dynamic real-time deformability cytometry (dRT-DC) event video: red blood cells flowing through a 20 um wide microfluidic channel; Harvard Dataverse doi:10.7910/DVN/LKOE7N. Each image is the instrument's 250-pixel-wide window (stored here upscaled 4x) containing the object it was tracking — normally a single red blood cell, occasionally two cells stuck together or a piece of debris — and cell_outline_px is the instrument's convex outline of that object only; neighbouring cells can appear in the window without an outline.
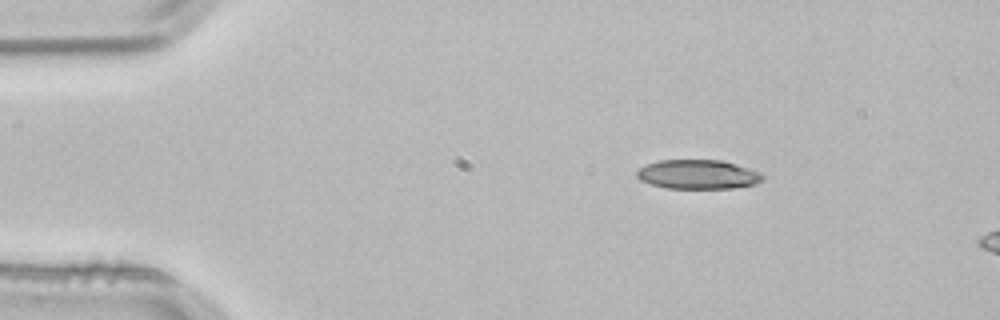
{"species": "common noctule bat (a hibernating species)", "species_latin": "Nyctalus noctula", "temperature_condition": "room temperature", "stored_images_in_passage": 2, "camera_frame_rate_fps": 3000, "um_per_image_px": 0.085, "animal": {"sex": "male", "body_mass_g": 21.5, "forearm_length_mm": 52.0}, "frame": {"image": 1, "passage_image": 1, "time_ms": 0.0, "image_size_px": [1000, 320], "cell_outline_px": [[764, 180], [756, 184], [728, 188], [664, 188], [640, 180], [636, 176], [636, 172], [640, 168], [648, 164], [660, 160], [724, 160], [760, 172], [764, 176]], "centroid_in_image_um": [59.34, 14.82], "position_along_channel_um": 25.7, "area_um2": 21.39}}